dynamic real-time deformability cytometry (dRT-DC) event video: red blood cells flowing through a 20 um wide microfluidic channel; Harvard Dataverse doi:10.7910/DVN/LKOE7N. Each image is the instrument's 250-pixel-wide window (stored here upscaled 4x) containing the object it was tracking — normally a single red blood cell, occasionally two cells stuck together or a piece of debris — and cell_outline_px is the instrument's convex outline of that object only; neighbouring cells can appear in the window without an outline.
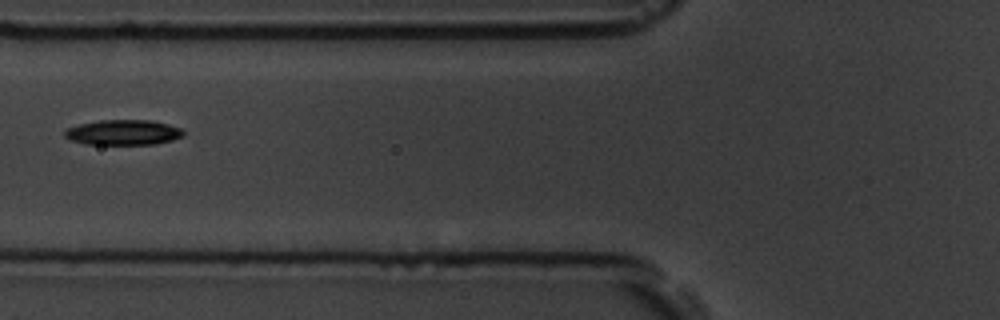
{"species": "common noctule bat (a hibernating species)", "species_latin": "Nyctalus noctula", "temperature_condition": "room temperature", "stored_images_in_passage": 2, "camera_frame_rate_fps": 3000, "um_per_image_px": 0.085, "animal": {"sex": "male", "body_mass_g": 19.5, "forearm_length_mm": 54.6}, "frame": {"image": 1, "passage_image": 2, "time_ms": 1.0, "image_size_px": [1000, 320], "cell_outline_px": [[184, 136], [172, 140], [156, 144], [84, 144], [72, 140], [64, 136], [64, 132], [68, 128], [80, 124], [100, 120], [152, 120], [168, 124], [180, 128], [184, 132]], "centroid_in_image_um": [10.5, 11.25], "position_along_channel_um": 115.3, "area_um2": 17.4}}